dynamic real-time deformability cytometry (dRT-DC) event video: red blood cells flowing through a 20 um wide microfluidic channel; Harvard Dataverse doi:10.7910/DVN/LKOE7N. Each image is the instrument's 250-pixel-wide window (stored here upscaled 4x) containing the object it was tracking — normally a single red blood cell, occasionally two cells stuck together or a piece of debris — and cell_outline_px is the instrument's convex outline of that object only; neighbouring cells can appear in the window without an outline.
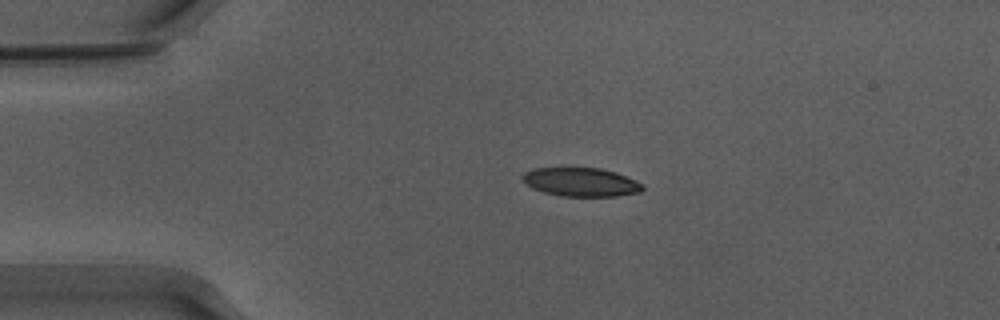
{"species": "Egyptian fruit bat (a non-hibernating species)", "species_latin": "Rousettus aegyptiacus", "temperature_condition": "warm", "stored_images_in_passage": 43, "camera_frame_rate_fps": 3000, "um_per_image_px": 0.085, "animal": {"sex": "male"}, "frame": {"image": 1, "passage_image": 1, "time_ms": 0.0, "image_size_px": [1000, 320], "cell_outline_px": [[644, 188], [640, 192], [616, 196], [560, 196], [544, 192], [532, 188], [520, 176], [524, 172], [536, 168], [600, 168], [616, 172], [636, 180], [644, 184]], "centroid_in_image_um": [49.41, 15.47], "position_along_channel_um": 35.6, "area_um2": 20.06}}
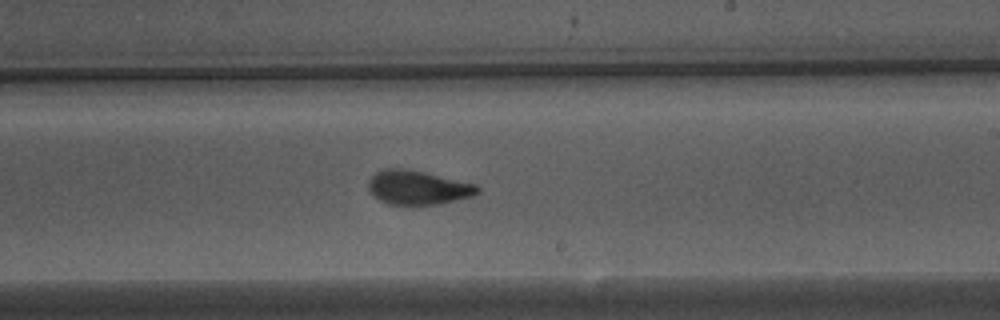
{"frame": {"image": 2, "passage_image": 21, "time_ms": 6.667, "image_size_px": [1000, 320], "cell_outline_px": [[480, 192], [472, 196], [440, 204], [388, 204], [380, 200], [368, 188], [368, 180], [376, 172], [384, 168], [404, 168], [424, 172], [476, 184], [480, 188]], "centroid_in_image_um": [35.53, 15.93], "position_along_channel_um": 253.5, "area_um2": 21.5}}
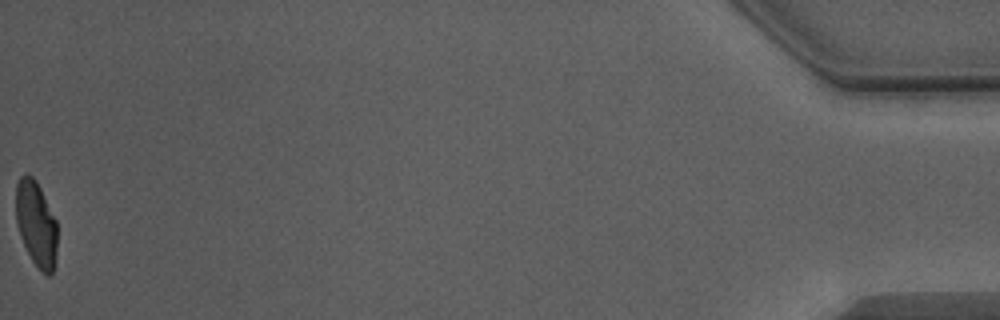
{"frame": {"image": 3, "passage_image": 43, "time_ms": 14.0, "image_size_px": [1000, 320], "cell_outline_px": [[56, 252], [52, 272], [48, 276], [32, 260], [20, 236], [16, 220], [16, 184], [20, 176], [32, 176], [36, 180], [56, 220]], "centroid_in_image_um": [3.06, 18.99], "position_along_channel_um": 432.1, "area_um2": 20.06}, "authors_computed_cell_mechanics": {"area_um2": 21.7906, "velocity_mm_per_s": 3.8651, "shape_relaxation_time_tau1_ms": 5.0924, "shape_relaxation_time_tau2_ms": 1.4268, "deformation_change_tau1": 0.1862, "deformation_change_tau2": 0.0829}}